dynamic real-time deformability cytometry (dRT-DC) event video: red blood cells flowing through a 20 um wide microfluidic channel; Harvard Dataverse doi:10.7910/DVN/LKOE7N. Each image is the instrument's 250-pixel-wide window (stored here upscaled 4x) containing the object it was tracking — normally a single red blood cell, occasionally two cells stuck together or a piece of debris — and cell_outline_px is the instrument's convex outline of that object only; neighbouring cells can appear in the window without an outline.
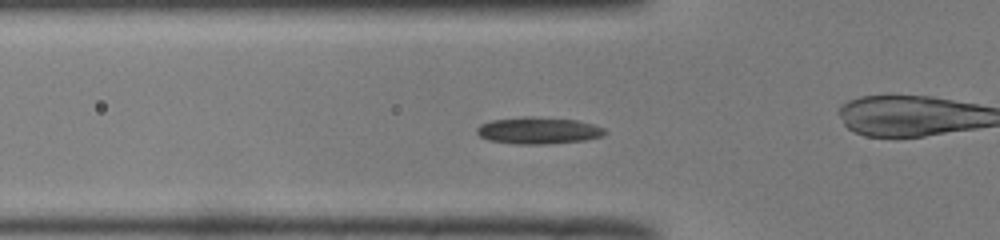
{"species": "common noctule bat (a hibernating species)", "species_latin": "Nyctalus noctula", "temperature_condition": "room temperature", "stored_images_in_passage": 37, "camera_frame_rate_fps": 3000, "um_per_image_px": 0.085, "animal": {"sex": "male", "body_mass_g": 19.0, "forearm_length_mm": 50.8}, "frame": {"image": 1, "passage_image": 2, "time_ms": 0.333, "image_size_px": [1000, 240], "cell_outline_px": [[608, 132], [604, 136], [588, 140], [544, 144], [516, 144], [488, 140], [480, 136], [476, 132], [476, 128], [480, 124], [492, 120], [524, 116], [532, 116], [576, 120], [592, 124], [604, 128]], "centroid_in_image_um": [45.77, 11.09], "position_along_channel_um": 80.0, "area_um2": 20.17}}
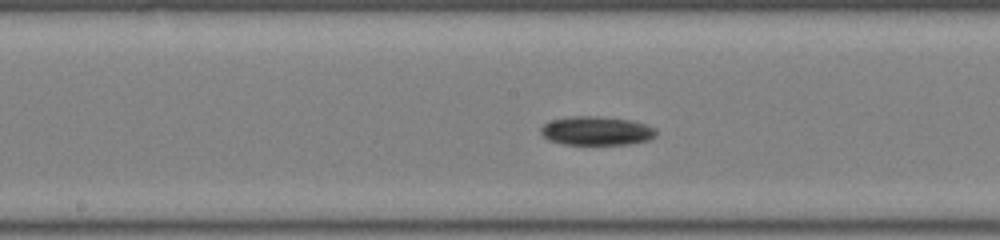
{"frame": {"image": 2, "passage_image": 11, "time_ms": 3.333, "image_size_px": [1000, 240], "cell_outline_px": [[656, 136], [648, 140], [632, 144], [560, 144], [548, 140], [540, 132], [540, 128], [544, 124], [552, 120], [572, 116], [596, 116], [632, 120], [648, 124], [656, 128]], "centroid_in_image_um": [50.73, 11.12], "position_along_channel_um": 197.5, "area_um2": 19.54}}
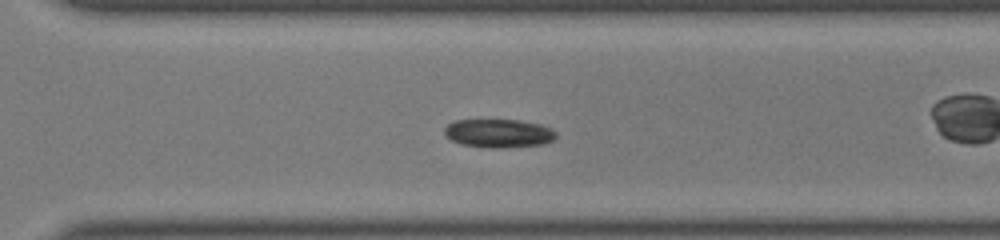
{"frame": {"image": 3, "passage_image": 21, "time_ms": 6.667, "image_size_px": [1000, 240], "cell_outline_px": [[556, 140], [544, 144], [504, 148], [492, 148], [460, 144], [452, 140], [444, 132], [444, 128], [448, 124], [456, 120], [520, 120], [540, 124], [552, 128], [556, 132]], "centroid_in_image_um": [42.44, 11.33], "position_along_channel_um": 328.2, "area_um2": 18.67}, "authors_computed_cell_mechanics": {"area_um2": 19.652, "velocity_mm_per_s": 3.9165, "shape_relaxation_time_tau1_ms": 5.2334, "shape_relaxation_time_tau2_ms": null, "deformation_change_tau1": 0.113, "deformation_change_tau2": null}}